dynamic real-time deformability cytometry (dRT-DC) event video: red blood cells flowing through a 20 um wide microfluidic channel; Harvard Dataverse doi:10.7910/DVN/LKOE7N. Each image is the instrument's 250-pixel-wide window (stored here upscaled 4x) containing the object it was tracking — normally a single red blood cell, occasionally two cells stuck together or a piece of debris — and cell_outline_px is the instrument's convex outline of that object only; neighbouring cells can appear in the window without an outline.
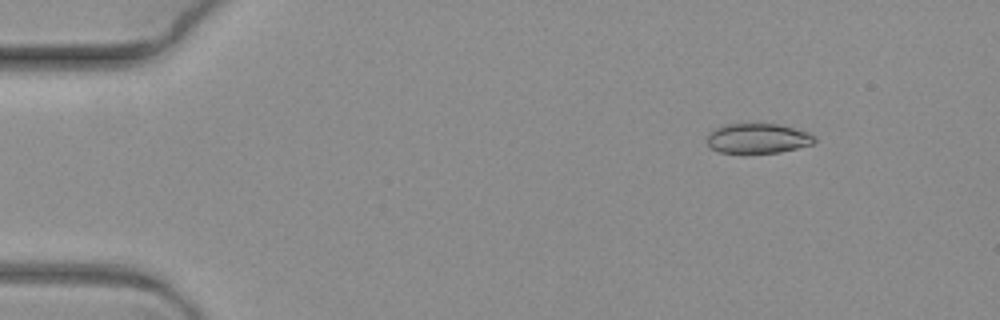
{"species": "common noctule bat (a hibernating species)", "species_latin": "Nyctalus noctula", "temperature_condition": "warm", "stored_images_in_passage": 8, "camera_frame_rate_fps": 3000, "um_per_image_px": 0.085, "animal": {"sex": "female", "body_mass_g": 19.3, "forearm_length_mm": 54.1}, "frame": {"image": 1, "passage_image": 3, "time_ms": 0.667, "image_size_px": [1000, 320], "cell_outline_px": [[816, 140], [812, 144], [780, 152], [720, 152], [712, 148], [704, 140], [712, 128], [724, 124], [780, 124], [808, 132], [816, 136]], "centroid_in_image_um": [64.38, 11.74], "position_along_channel_um": 20.6, "area_um2": 18.73}}
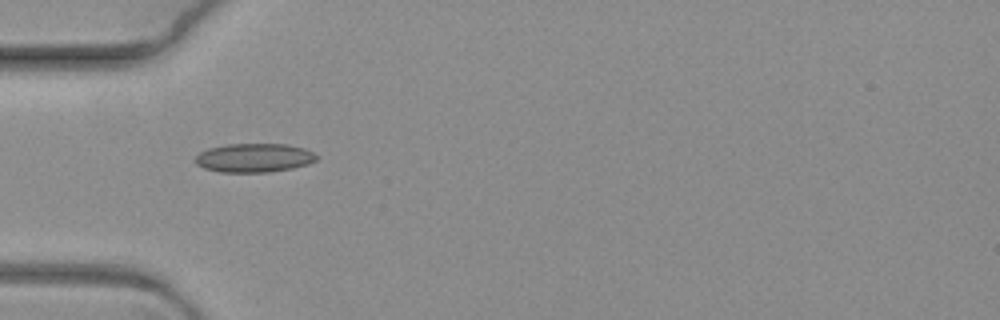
{"frame": {"image": 2, "passage_image": 6, "time_ms": 1.667, "image_size_px": [1000, 320], "cell_outline_px": [[320, 156], [316, 160], [308, 164], [292, 168], [268, 172], [220, 172], [204, 168], [196, 164], [192, 160], [200, 152], [208, 148], [228, 144], [288, 144], [304, 148]], "centroid_in_image_um": [21.59, 13.41], "position_along_channel_um": 63.4, "area_um2": 20.52}}
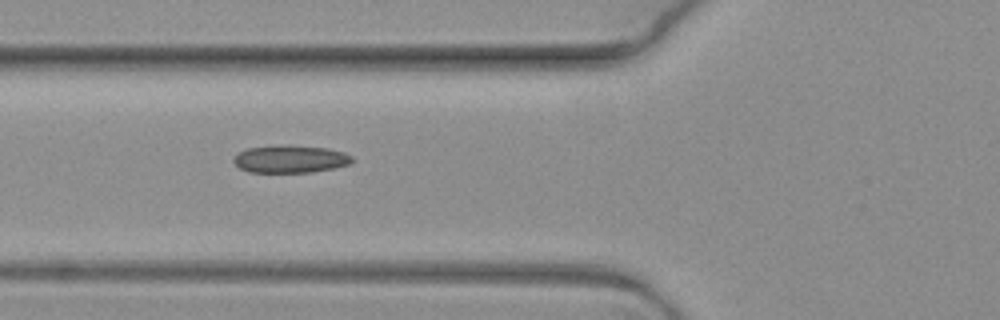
{"frame": {"image": 3, "passage_image": 7, "time_ms": 2.0, "image_size_px": [1000, 320], "cell_outline_px": [[352, 160], [348, 164], [332, 168], [312, 172], [248, 172], [240, 168], [232, 160], [236, 152], [248, 148], [328, 148], [344, 152], [352, 156]], "centroid_in_image_um": [24.65, 13.57], "position_along_channel_um": 101.2, "area_um2": 17.98}}